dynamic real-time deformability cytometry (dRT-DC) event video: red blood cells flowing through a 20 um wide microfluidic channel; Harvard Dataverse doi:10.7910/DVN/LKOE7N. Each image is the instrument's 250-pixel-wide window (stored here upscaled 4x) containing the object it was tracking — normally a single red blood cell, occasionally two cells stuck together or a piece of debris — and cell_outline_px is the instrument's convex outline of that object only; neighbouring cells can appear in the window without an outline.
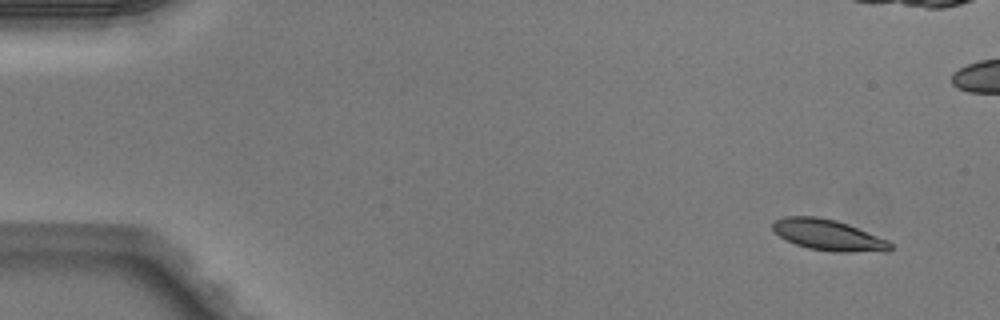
{"species": "Egyptian fruit bat (a non-hibernating species)", "species_latin": "Rousettus aegyptiacus", "temperature_condition": "warm", "stored_images_in_passage": 5, "camera_frame_rate_fps": 3000, "um_per_image_px": 0.085, "animal": {"sex": "male"}, "frame": {"image": 1, "passage_image": 1, "time_ms": 0.0, "image_size_px": [1000, 320], "cell_outline_px": [[892, 248], [888, 252], [832, 252], [808, 248], [796, 244], [780, 236], [772, 228], [772, 224], [776, 220], [784, 216], [816, 216], [836, 220], [848, 224], [888, 240], [892, 244]], "centroid_in_image_um": [70.45, 19.99], "position_along_channel_um": 14.6, "area_um2": 21.27}}